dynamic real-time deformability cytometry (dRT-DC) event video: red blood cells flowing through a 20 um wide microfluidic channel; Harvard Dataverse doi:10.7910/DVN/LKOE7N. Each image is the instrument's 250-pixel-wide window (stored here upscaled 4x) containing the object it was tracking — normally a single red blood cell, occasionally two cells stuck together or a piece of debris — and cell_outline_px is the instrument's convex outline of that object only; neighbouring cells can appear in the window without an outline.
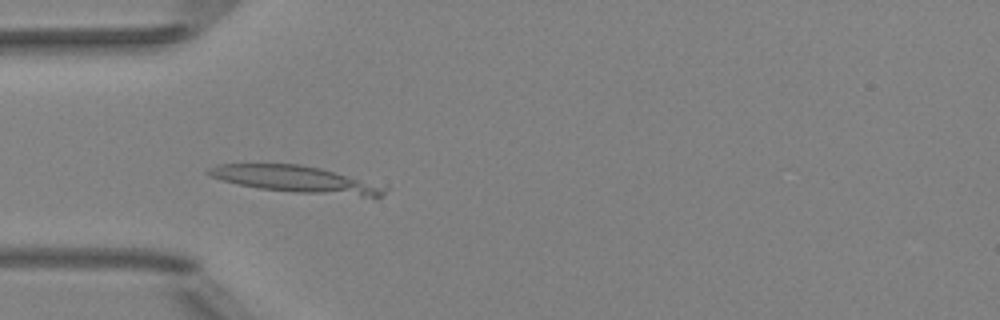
{"species": "Egyptian fruit bat (a non-hibernating species)", "species_latin": "Rousettus aegyptiacus", "temperature_condition": "room temperature", "stored_images_in_passage": 40, "camera_frame_rate_fps": 3000, "um_per_image_px": 0.085, "animal": {"sex": "female"}, "frame": {"image": 1, "passage_image": 16, "time_ms": 5.0, "image_size_px": [1000, 320], "cell_outline_px": [[388, 188], [380, 196], [360, 196], [296, 192], [260, 188], [240, 184], [208, 176], [204, 172], [208, 168], [216, 164], [300, 164], [320, 168]], "centroid_in_image_um": [25.01, 15.23], "position_along_channel_um": 60.0, "area_um2": 26.59}}